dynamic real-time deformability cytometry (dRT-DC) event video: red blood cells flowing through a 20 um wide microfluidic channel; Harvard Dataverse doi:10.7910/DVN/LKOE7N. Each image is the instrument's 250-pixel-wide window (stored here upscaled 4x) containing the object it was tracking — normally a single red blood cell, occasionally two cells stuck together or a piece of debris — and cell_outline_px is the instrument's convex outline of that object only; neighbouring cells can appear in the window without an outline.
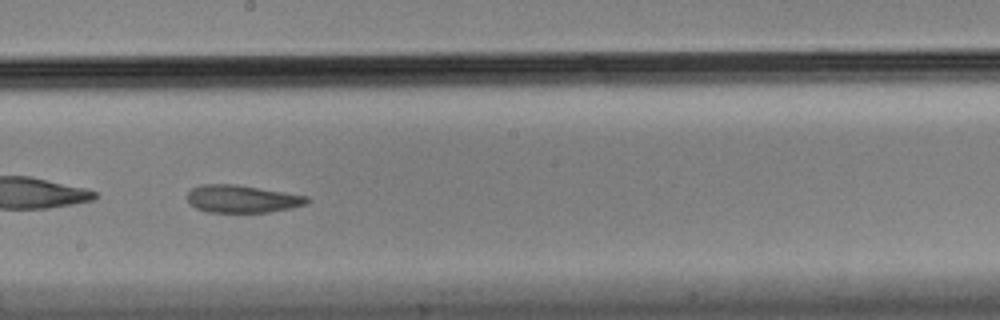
{"species": "Egyptian fruit bat (a non-hibernating species)", "species_latin": "Rousettus aegyptiacus", "temperature_condition": "cold", "stored_images_in_passage": 43, "camera_frame_rate_fps": 3000, "um_per_image_px": 0.085, "animal": {"sex": "male"}, "frame": {"image": 1, "passage_image": 19, "time_ms": 6.0, "image_size_px": [1000, 320], "cell_outline_px": [[308, 200], [304, 204], [292, 208], [268, 212], [208, 212], [196, 208], [188, 204], [188, 192], [192, 188], [200, 184], [236, 184], [308, 196]], "centroid_in_image_um": [20.53, 16.9], "position_along_channel_um": 227.7, "area_um2": 19.19}, "authors_computed_cell_mechanics": {"area_um2": 21.097, "velocity_mm_per_s": 3.4586, "shape_relaxation_time_tau1_ms": null, "shape_relaxation_time_tau2_ms": 5.0343, "deformation_change_tau1": null, "deformation_change_tau2": 0.1192}}